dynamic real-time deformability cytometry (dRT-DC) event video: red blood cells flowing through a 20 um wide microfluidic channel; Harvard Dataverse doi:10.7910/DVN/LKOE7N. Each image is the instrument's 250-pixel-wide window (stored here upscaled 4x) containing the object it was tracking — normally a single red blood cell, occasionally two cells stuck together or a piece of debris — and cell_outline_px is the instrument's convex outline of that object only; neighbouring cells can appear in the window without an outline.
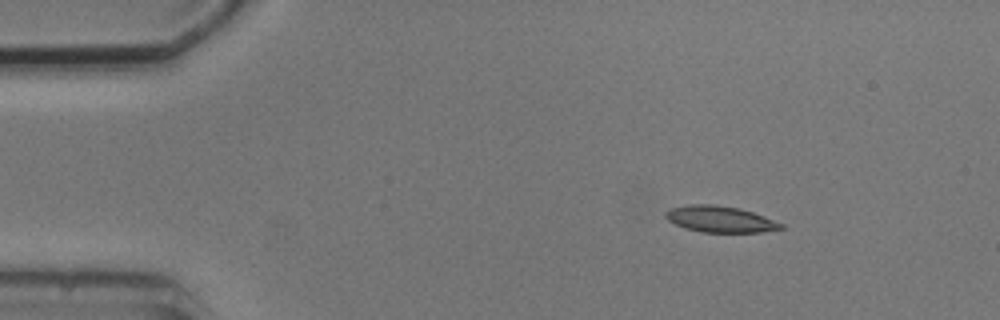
{"species": "common noctule bat (a hibernating species)", "species_latin": "Nyctalus noctula", "temperature_condition": "cold", "stored_images_in_passage": 5, "camera_frame_rate_fps": 3000, "um_per_image_px": 0.085, "animal": {"sex": "male", "body_mass_g": 20.5, "forearm_length_mm": 52.5}, "frame": {"image": 1, "passage_image": 1, "time_ms": 0.0, "image_size_px": [1000, 320], "cell_outline_px": [[784, 228], [760, 232], [700, 232], [684, 228], [668, 220], [664, 216], [664, 212], [672, 208], [692, 204], [716, 204], [740, 208], [764, 216], [784, 224]], "centroid_in_image_um": [61.2, 18.62], "position_along_channel_um": 23.8, "area_um2": 17.69}}
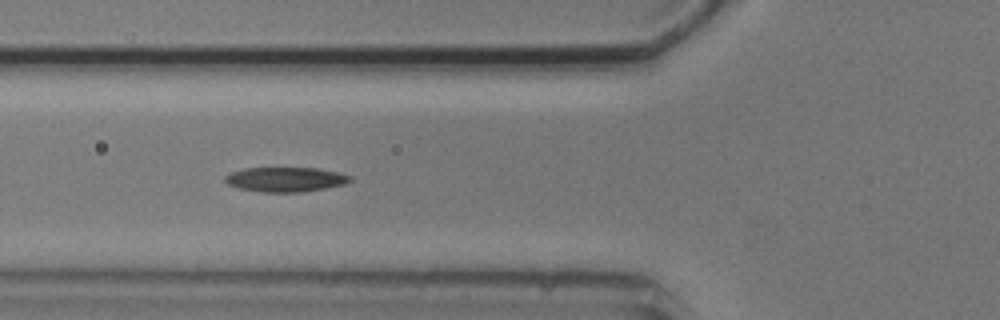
{"frame": {"image": 2, "passage_image": 4, "time_ms": 4.0, "image_size_px": [1000, 320], "cell_outline_px": [[352, 180], [344, 184], [304, 192], [260, 192], [240, 188], [228, 184], [224, 180], [224, 176], [232, 172], [244, 168], [316, 168], [336, 172], [352, 176]], "centroid_in_image_um": [24.26, 15.25], "position_along_channel_um": 101.5, "area_um2": 17.86}}
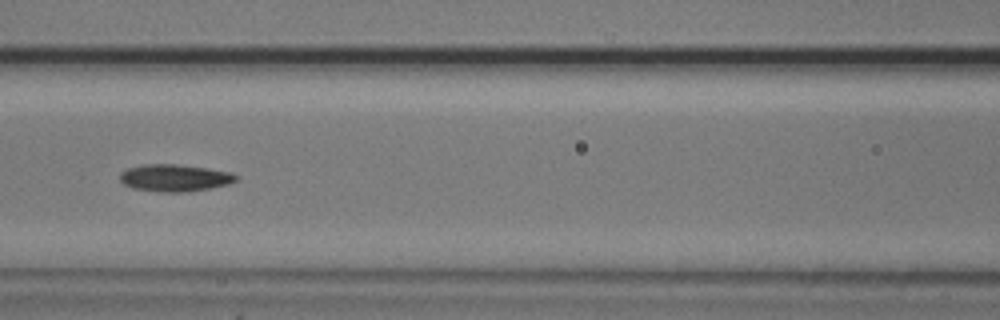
{"frame": {"image": 3, "passage_image": 5, "time_ms": 5.333, "image_size_px": [1000, 320], "cell_outline_px": [[240, 176], [236, 180], [228, 184], [208, 188], [184, 192], [160, 192], [132, 188], [124, 184], [120, 180], [120, 172], [128, 168], [144, 164], [176, 164], [208, 168], [232, 172]], "centroid_in_image_um": [14.85, 15.11], "position_along_channel_um": 151.7, "area_um2": 18.38}}